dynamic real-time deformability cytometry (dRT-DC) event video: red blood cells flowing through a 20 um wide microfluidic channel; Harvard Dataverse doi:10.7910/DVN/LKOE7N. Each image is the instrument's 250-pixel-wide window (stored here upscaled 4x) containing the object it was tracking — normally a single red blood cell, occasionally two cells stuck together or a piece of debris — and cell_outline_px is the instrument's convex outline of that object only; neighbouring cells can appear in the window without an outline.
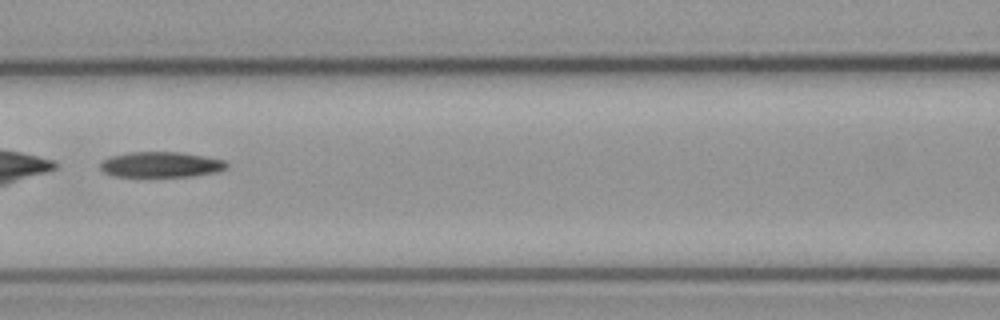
{"species": "common noctule bat (a hibernating species)", "species_latin": "Nyctalus noctula", "temperature_condition": "cold", "stored_images_in_passage": 34, "camera_frame_rate_fps": 3000, "um_per_image_px": 0.085, "animal": {"sex": "male", "body_mass_g": 23.1, "forearm_length_mm": 52.7}, "frame": {"image": 1, "passage_image": 11, "time_ms": 3.333, "image_size_px": [1000, 320], "cell_outline_px": [[228, 164], [224, 168], [216, 172], [192, 176], [112, 176], [104, 172], [100, 168], [100, 164], [104, 160], [112, 156], [132, 152], [180, 152], [204, 156], [224, 160]], "centroid_in_image_um": [13.67, 13.99], "position_along_channel_um": 152.9, "area_um2": 18.5}}
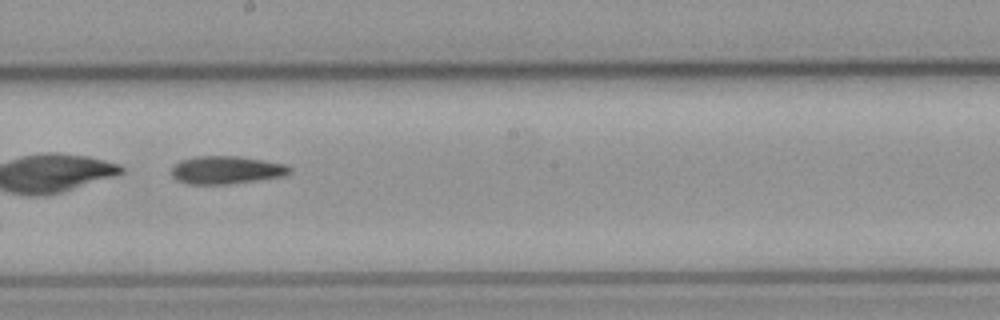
{"frame": {"image": 2, "passage_image": 17, "time_ms": 5.333, "image_size_px": [1000, 320], "cell_outline_px": [[292, 168], [284, 176], [256, 180], [224, 184], [188, 184], [176, 180], [172, 176], [172, 168], [180, 160], [196, 156], [236, 156], [284, 164]], "centroid_in_image_um": [19.18, 14.45], "position_along_channel_um": 229.0, "area_um2": 18.9}}
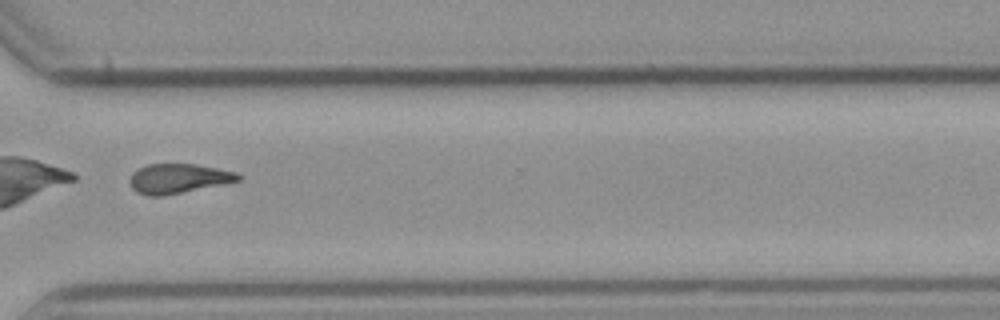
{"frame": {"image": 3, "passage_image": 27, "time_ms": 8.667, "image_size_px": [1000, 320], "cell_outline_px": [[240, 180], [164, 196], [148, 196], [136, 192], [132, 188], [128, 180], [132, 172], [148, 164], [196, 164], [236, 172], [240, 176]], "centroid_in_image_um": [15.09, 15.18], "position_along_channel_um": 355.5, "area_um2": 18.55}}